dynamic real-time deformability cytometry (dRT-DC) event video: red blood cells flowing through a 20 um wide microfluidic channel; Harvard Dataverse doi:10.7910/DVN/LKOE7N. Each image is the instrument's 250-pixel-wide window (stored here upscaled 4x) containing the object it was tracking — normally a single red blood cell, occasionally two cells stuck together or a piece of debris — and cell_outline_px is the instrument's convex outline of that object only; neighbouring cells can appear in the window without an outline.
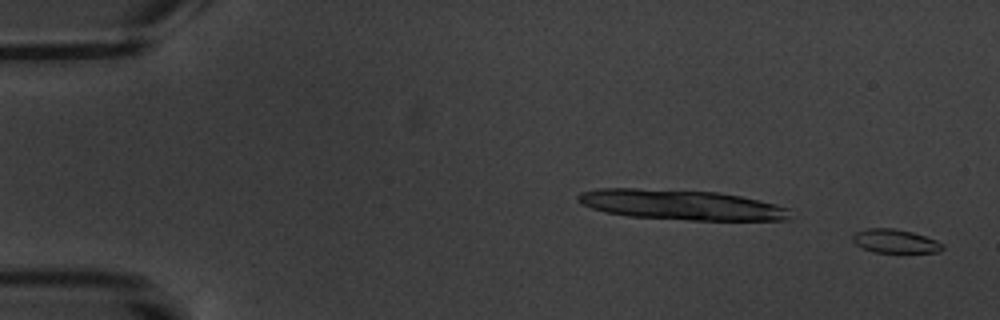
{"species": "common noctule bat (a hibernating species)", "species_latin": "Nyctalus noctula", "temperature_condition": "warm", "stored_images_in_passage": 2, "camera_frame_rate_fps": 3000, "um_per_image_px": 0.085, "animal": {"sex": "male", "body_mass_g": 20.1, "forearm_length_mm": 53.5}, "frame": {"image": 1, "passage_image": 2, "time_ms": 1.0, "image_size_px": [1000, 320], "cell_outline_px": [[944, 248], [940, 252], [872, 252], [856, 244], [852, 240], [852, 236], [856, 232], [868, 228], [892, 228], [912, 232], [936, 240], [944, 244]], "centroid_in_image_um": [76.1, 20.5], "position_along_channel_um": 8.9, "area_um2": 12.31}}